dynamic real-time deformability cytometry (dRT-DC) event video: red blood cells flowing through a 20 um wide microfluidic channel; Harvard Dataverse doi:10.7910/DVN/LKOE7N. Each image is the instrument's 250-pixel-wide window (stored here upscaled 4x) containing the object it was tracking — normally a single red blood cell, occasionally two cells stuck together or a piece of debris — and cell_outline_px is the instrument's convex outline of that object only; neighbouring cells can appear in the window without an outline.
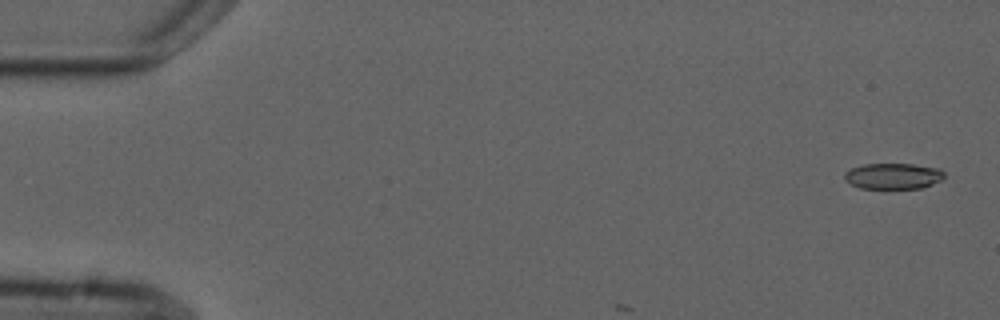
{"species": "common noctule bat (a hibernating species)", "species_latin": "Nyctalus noctula", "temperature_condition": "cold", "stored_images_in_passage": 4, "camera_frame_rate_fps": 3000, "um_per_image_px": 0.085, "animal": {"sex": "male", "forearm_length_mm": 52.5}, "frame": {"image": 1, "passage_image": 1, "time_ms": 0.0, "image_size_px": [1000, 320], "cell_outline_px": [[944, 176], [940, 180], [932, 184], [920, 188], [860, 188], [844, 180], [844, 172], [852, 168], [864, 164], [912, 164], [940, 168], [944, 172]], "centroid_in_image_um": [75.91, 14.96], "position_along_channel_um": 9.1, "area_um2": 14.97}}
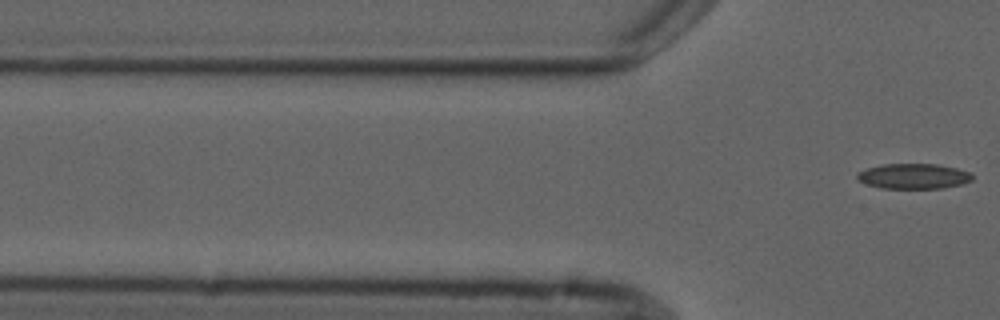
{"frame": {"image": 2, "passage_image": 4, "time_ms": 4.333, "image_size_px": [1000, 320], "cell_outline_px": [[972, 180], [964, 184], [940, 188], [880, 188], [864, 184], [856, 180], [856, 176], [860, 172], [868, 168], [884, 164], [936, 164], [956, 168], [972, 172]], "centroid_in_image_um": [77.66, 14.98], "position_along_channel_um": 48.1, "area_um2": 16.99}}